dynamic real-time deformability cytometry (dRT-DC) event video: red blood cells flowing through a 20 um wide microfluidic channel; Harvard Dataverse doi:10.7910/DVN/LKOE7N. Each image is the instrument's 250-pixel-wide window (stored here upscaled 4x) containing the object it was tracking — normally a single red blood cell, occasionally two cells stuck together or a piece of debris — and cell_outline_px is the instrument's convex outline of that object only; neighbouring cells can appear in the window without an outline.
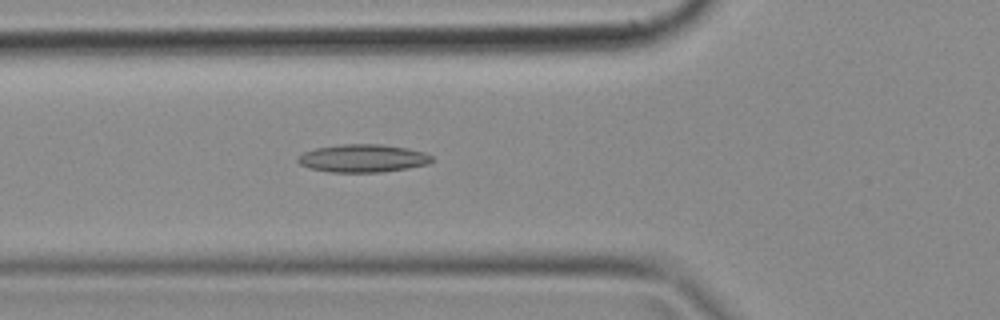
{"species": "common noctule bat (a hibernating species)", "species_latin": "Nyctalus noctula", "temperature_condition": "cold", "stored_images_in_passage": 49, "camera_frame_rate_fps": 3000, "um_per_image_px": 0.085, "animal": {"sex": "female", "body_mass_g": 18.4}, "frame": {"image": 1, "passage_image": 17, "time_ms": 5.333, "image_size_px": [1000, 320], "cell_outline_px": [[432, 160], [428, 164], [408, 168], [380, 172], [332, 172], [308, 168], [300, 164], [296, 160], [304, 152], [316, 148], [340, 144], [380, 144], [408, 148], [424, 152], [432, 156]], "centroid_in_image_um": [30.84, 13.45], "position_along_channel_um": 95.0, "area_um2": 21.73}}
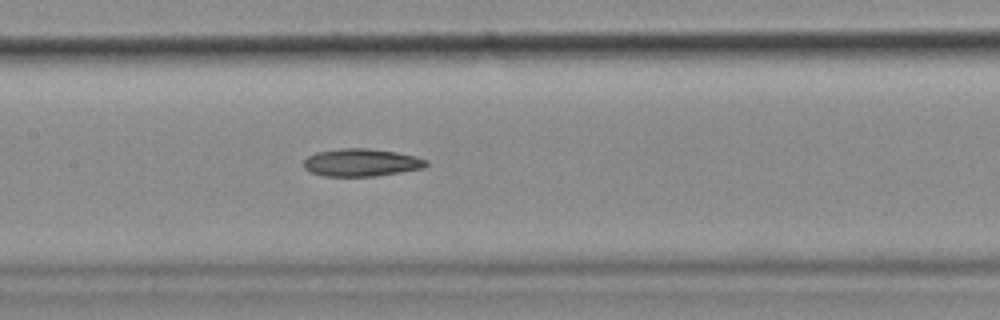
{"frame": {"image": 2, "passage_image": 23, "time_ms": 7.333, "image_size_px": [1000, 320], "cell_outline_px": [[428, 164], [424, 168], [400, 172], [372, 176], [324, 176], [312, 172], [304, 168], [304, 160], [308, 156], [316, 152], [340, 148], [368, 148], [396, 152], [416, 156], [428, 160]], "centroid_in_image_um": [30.72, 13.8], "position_along_channel_um": 176.7, "area_um2": 19.71}}
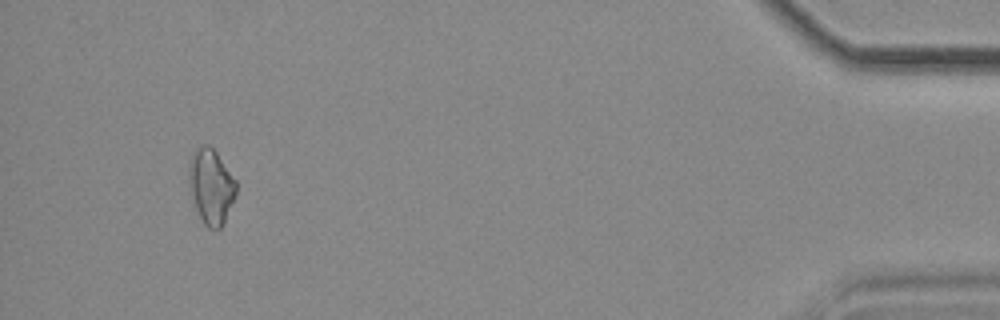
{"frame": {"image": 3, "passage_image": 46, "time_ms": 15.0, "image_size_px": [1000, 320], "cell_outline_px": [[236, 192], [224, 224], [220, 228], [208, 228], [204, 224], [188, 192], [188, 172], [192, 156], [196, 148], [200, 144], [208, 144], [216, 152], [236, 180]], "centroid_in_image_um": [17.91, 15.84], "position_along_channel_um": 417.3, "area_um2": 20.69}}